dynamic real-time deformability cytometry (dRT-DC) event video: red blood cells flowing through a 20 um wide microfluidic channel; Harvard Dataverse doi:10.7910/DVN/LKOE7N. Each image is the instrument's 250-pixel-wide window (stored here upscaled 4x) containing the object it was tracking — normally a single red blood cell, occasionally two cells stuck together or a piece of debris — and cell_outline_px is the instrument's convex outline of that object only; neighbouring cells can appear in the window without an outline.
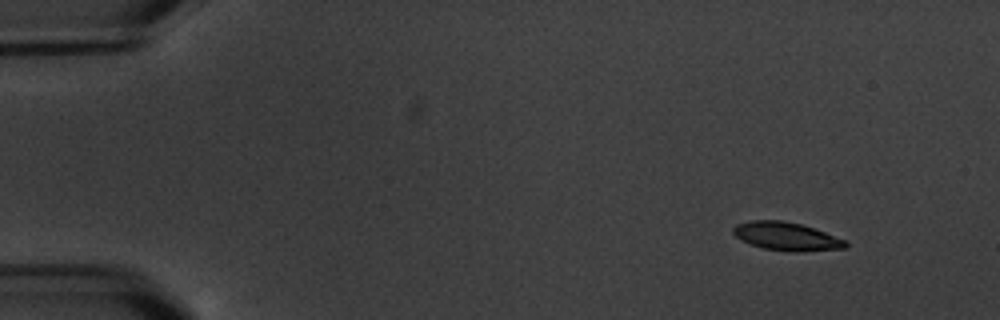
{"species": "common noctule bat (a hibernating species)", "species_latin": "Nyctalus noctula", "temperature_condition": "warm", "stored_images_in_passage": 8, "camera_frame_rate_fps": 3000, "um_per_image_px": 0.085, "animal": {"sex": "male", "body_mass_g": 20.1, "forearm_length_mm": 53.5}, "frame": {"image": 1, "passage_image": 1, "time_ms": 0.0, "image_size_px": [1000, 320], "cell_outline_px": [[848, 248], [796, 252], [764, 248], [740, 240], [732, 232], [732, 228], [736, 224], [752, 220], [784, 220], [800, 224], [824, 232], [844, 240], [848, 244]], "centroid_in_image_um": [66.82, 20.08], "position_along_channel_um": 18.2, "area_um2": 18.32}}
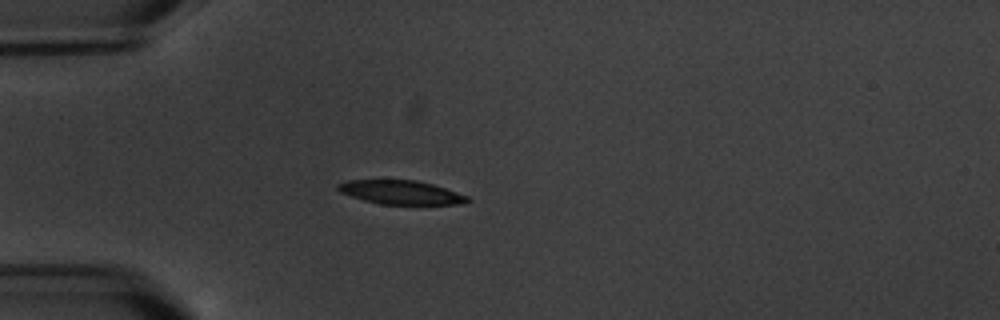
{"frame": {"image": 2, "passage_image": 4, "time_ms": 3.667, "image_size_px": [1000, 320], "cell_outline_px": [[472, 200], [464, 204], [380, 204], [364, 200], [340, 192], [336, 188], [336, 184], [344, 180], [416, 180], [432, 184], [468, 196]], "centroid_in_image_um": [34.06, 16.35], "position_along_channel_um": 50.9, "area_um2": 17.98}}
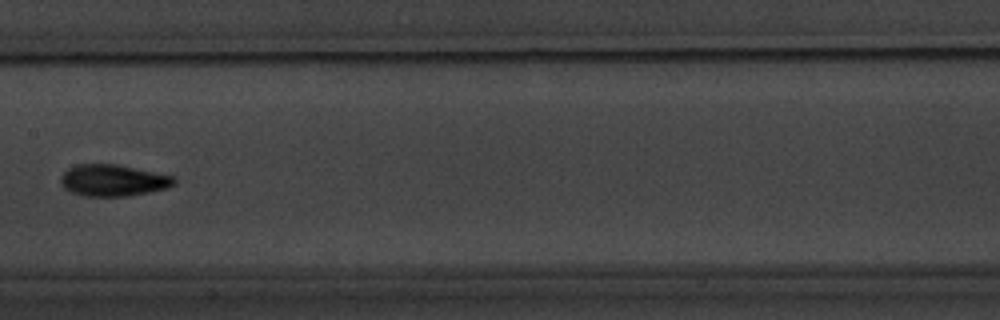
{"frame": {"image": 3, "passage_image": 8, "time_ms": 8.333, "image_size_px": [1000, 320], "cell_outline_px": [[176, 184], [168, 188], [148, 192], [124, 196], [84, 196], [72, 192], [64, 188], [60, 184], [60, 176], [68, 168], [76, 164], [116, 164], [176, 176]], "centroid_in_image_um": [9.62, 15.32], "position_along_channel_um": 197.8, "area_um2": 21.04}}